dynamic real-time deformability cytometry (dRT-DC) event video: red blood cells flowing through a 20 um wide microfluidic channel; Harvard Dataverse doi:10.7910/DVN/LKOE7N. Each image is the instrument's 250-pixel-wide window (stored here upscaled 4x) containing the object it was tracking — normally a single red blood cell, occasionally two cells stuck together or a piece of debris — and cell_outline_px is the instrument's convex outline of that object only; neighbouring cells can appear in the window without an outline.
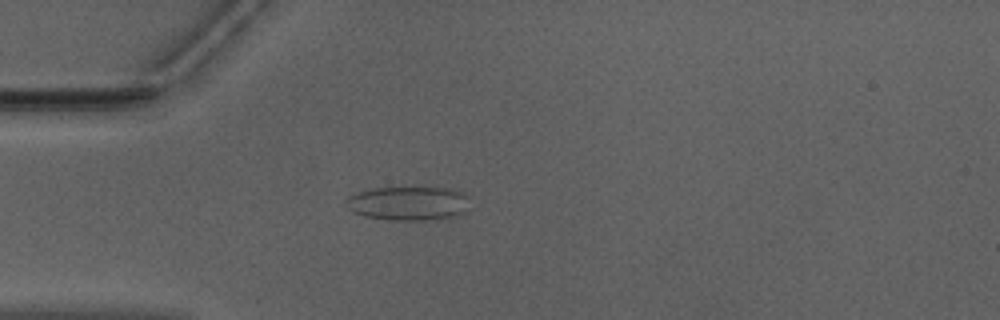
{"species": "Egyptian fruit bat (a non-hibernating species)", "species_latin": "Rousettus aegyptiacus", "temperature_condition": "warm", "stored_images_in_passage": 31, "camera_frame_rate_fps": 3000, "um_per_image_px": 0.085, "animal": {"sex": "male"}, "frame": {"image": 1, "passage_image": 14, "time_ms": 4.333, "image_size_px": [1000, 320], "cell_outline_px": [[468, 212], [444, 220], [392, 220], [368, 216], [352, 212], [344, 204], [344, 200], [348, 196], [372, 188], [424, 184], [456, 188], [464, 192]], "centroid_in_image_um": [34.78, 17.23], "position_along_channel_um": 50.2, "area_um2": 25.95}}
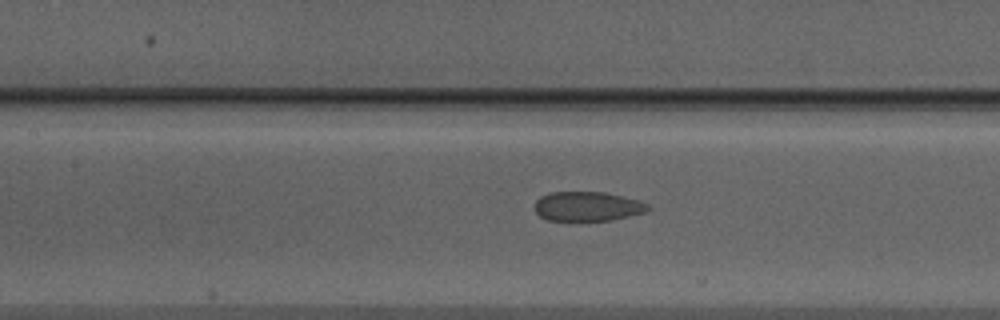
{"frame": {"image": 2, "passage_image": 23, "time_ms": 7.333, "image_size_px": [1000, 320], "cell_outline_px": [[652, 208], [644, 212], [612, 220], [548, 220], [540, 216], [536, 212], [536, 200], [540, 196], [548, 192], [604, 192], [640, 200], [648, 204]], "centroid_in_image_um": [49.95, 17.53], "position_along_channel_um": 157.5, "area_um2": 19.36}}
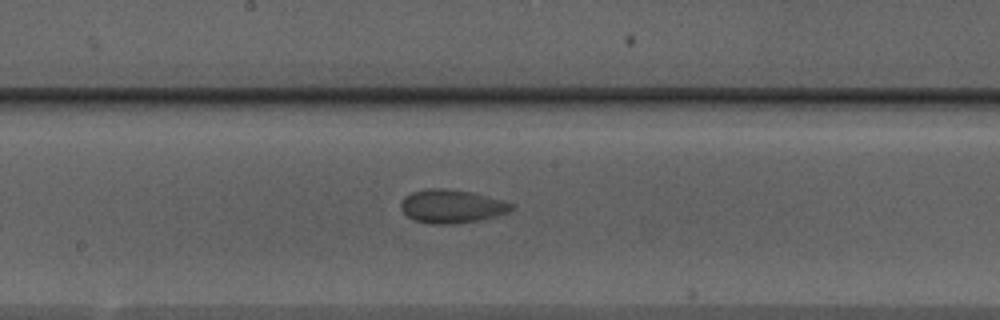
{"frame": {"image": 3, "passage_image": 27, "time_ms": 8.667, "image_size_px": [1000, 320], "cell_outline_px": [[516, 208], [508, 212], [496, 216], [476, 220], [448, 224], [432, 224], [412, 220], [400, 208], [400, 204], [404, 196], [412, 192], [428, 188], [444, 188], [472, 192], [504, 200], [516, 204]], "centroid_in_image_um": [38.41, 17.52], "position_along_channel_um": 209.8, "area_um2": 21.68}}